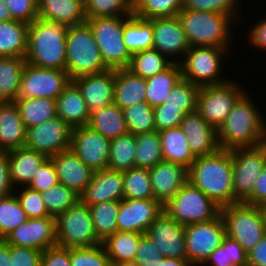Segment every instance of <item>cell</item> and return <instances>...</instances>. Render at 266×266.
<instances>
[{
  "instance_id": "obj_20",
  "label": "cell",
  "mask_w": 266,
  "mask_h": 266,
  "mask_svg": "<svg viewBox=\"0 0 266 266\" xmlns=\"http://www.w3.org/2000/svg\"><path fill=\"white\" fill-rule=\"evenodd\" d=\"M153 199L163 207L188 181V169L180 164L162 160L149 169Z\"/></svg>"
},
{
  "instance_id": "obj_22",
  "label": "cell",
  "mask_w": 266,
  "mask_h": 266,
  "mask_svg": "<svg viewBox=\"0 0 266 266\" xmlns=\"http://www.w3.org/2000/svg\"><path fill=\"white\" fill-rule=\"evenodd\" d=\"M80 89L90 113L114 103L115 69L72 80Z\"/></svg>"
},
{
  "instance_id": "obj_21",
  "label": "cell",
  "mask_w": 266,
  "mask_h": 266,
  "mask_svg": "<svg viewBox=\"0 0 266 266\" xmlns=\"http://www.w3.org/2000/svg\"><path fill=\"white\" fill-rule=\"evenodd\" d=\"M153 23L152 49L168 57L185 55L190 49L178 16L149 19Z\"/></svg>"
},
{
  "instance_id": "obj_15",
  "label": "cell",
  "mask_w": 266,
  "mask_h": 266,
  "mask_svg": "<svg viewBox=\"0 0 266 266\" xmlns=\"http://www.w3.org/2000/svg\"><path fill=\"white\" fill-rule=\"evenodd\" d=\"M71 130L72 127L56 116L40 125L26 128L24 146L49 158L71 148Z\"/></svg>"
},
{
  "instance_id": "obj_4",
  "label": "cell",
  "mask_w": 266,
  "mask_h": 266,
  "mask_svg": "<svg viewBox=\"0 0 266 266\" xmlns=\"http://www.w3.org/2000/svg\"><path fill=\"white\" fill-rule=\"evenodd\" d=\"M190 47L209 46L229 50L231 16L209 11L182 9L177 14Z\"/></svg>"
},
{
  "instance_id": "obj_34",
  "label": "cell",
  "mask_w": 266,
  "mask_h": 266,
  "mask_svg": "<svg viewBox=\"0 0 266 266\" xmlns=\"http://www.w3.org/2000/svg\"><path fill=\"white\" fill-rule=\"evenodd\" d=\"M144 234L137 232L116 231L102 242L112 266L135 260L140 240Z\"/></svg>"
},
{
  "instance_id": "obj_32",
  "label": "cell",
  "mask_w": 266,
  "mask_h": 266,
  "mask_svg": "<svg viewBox=\"0 0 266 266\" xmlns=\"http://www.w3.org/2000/svg\"><path fill=\"white\" fill-rule=\"evenodd\" d=\"M28 25L25 22L0 21V56L25 57L28 48Z\"/></svg>"
},
{
  "instance_id": "obj_42",
  "label": "cell",
  "mask_w": 266,
  "mask_h": 266,
  "mask_svg": "<svg viewBox=\"0 0 266 266\" xmlns=\"http://www.w3.org/2000/svg\"><path fill=\"white\" fill-rule=\"evenodd\" d=\"M136 138V168H152L160 161L164 160L162 156V147L160 134L158 131L147 132L135 135Z\"/></svg>"
},
{
  "instance_id": "obj_54",
  "label": "cell",
  "mask_w": 266,
  "mask_h": 266,
  "mask_svg": "<svg viewBox=\"0 0 266 266\" xmlns=\"http://www.w3.org/2000/svg\"><path fill=\"white\" fill-rule=\"evenodd\" d=\"M236 1L237 0H184L183 8L194 11L223 13L234 17L236 9H238Z\"/></svg>"
},
{
  "instance_id": "obj_49",
  "label": "cell",
  "mask_w": 266,
  "mask_h": 266,
  "mask_svg": "<svg viewBox=\"0 0 266 266\" xmlns=\"http://www.w3.org/2000/svg\"><path fill=\"white\" fill-rule=\"evenodd\" d=\"M200 87L181 78L173 87L165 103L167 106L182 107L185 114L197 111Z\"/></svg>"
},
{
  "instance_id": "obj_41",
  "label": "cell",
  "mask_w": 266,
  "mask_h": 266,
  "mask_svg": "<svg viewBox=\"0 0 266 266\" xmlns=\"http://www.w3.org/2000/svg\"><path fill=\"white\" fill-rule=\"evenodd\" d=\"M95 233L103 242L117 230V216L120 209V201H105L89 206Z\"/></svg>"
},
{
  "instance_id": "obj_9",
  "label": "cell",
  "mask_w": 266,
  "mask_h": 266,
  "mask_svg": "<svg viewBox=\"0 0 266 266\" xmlns=\"http://www.w3.org/2000/svg\"><path fill=\"white\" fill-rule=\"evenodd\" d=\"M163 210L182 225L207 222L220 214V206L187 181Z\"/></svg>"
},
{
  "instance_id": "obj_11",
  "label": "cell",
  "mask_w": 266,
  "mask_h": 266,
  "mask_svg": "<svg viewBox=\"0 0 266 266\" xmlns=\"http://www.w3.org/2000/svg\"><path fill=\"white\" fill-rule=\"evenodd\" d=\"M232 152L234 204L244 203L253 193L256 180L266 164V143L236 148Z\"/></svg>"
},
{
  "instance_id": "obj_47",
  "label": "cell",
  "mask_w": 266,
  "mask_h": 266,
  "mask_svg": "<svg viewBox=\"0 0 266 266\" xmlns=\"http://www.w3.org/2000/svg\"><path fill=\"white\" fill-rule=\"evenodd\" d=\"M184 0H133V14L143 19L176 16Z\"/></svg>"
},
{
  "instance_id": "obj_64",
  "label": "cell",
  "mask_w": 266,
  "mask_h": 266,
  "mask_svg": "<svg viewBox=\"0 0 266 266\" xmlns=\"http://www.w3.org/2000/svg\"><path fill=\"white\" fill-rule=\"evenodd\" d=\"M0 266H12L10 245L3 239H0Z\"/></svg>"
},
{
  "instance_id": "obj_19",
  "label": "cell",
  "mask_w": 266,
  "mask_h": 266,
  "mask_svg": "<svg viewBox=\"0 0 266 266\" xmlns=\"http://www.w3.org/2000/svg\"><path fill=\"white\" fill-rule=\"evenodd\" d=\"M163 206L155 199L123 198L117 216V230L145 234L152 222L162 213Z\"/></svg>"
},
{
  "instance_id": "obj_48",
  "label": "cell",
  "mask_w": 266,
  "mask_h": 266,
  "mask_svg": "<svg viewBox=\"0 0 266 266\" xmlns=\"http://www.w3.org/2000/svg\"><path fill=\"white\" fill-rule=\"evenodd\" d=\"M41 194L45 208L52 217H57L61 213H64L80 200V195L61 183L52 186L49 190L43 191Z\"/></svg>"
},
{
  "instance_id": "obj_6",
  "label": "cell",
  "mask_w": 266,
  "mask_h": 266,
  "mask_svg": "<svg viewBox=\"0 0 266 266\" xmlns=\"http://www.w3.org/2000/svg\"><path fill=\"white\" fill-rule=\"evenodd\" d=\"M226 235L248 253L266 234L263 207L238 202L220 207Z\"/></svg>"
},
{
  "instance_id": "obj_60",
  "label": "cell",
  "mask_w": 266,
  "mask_h": 266,
  "mask_svg": "<svg viewBox=\"0 0 266 266\" xmlns=\"http://www.w3.org/2000/svg\"><path fill=\"white\" fill-rule=\"evenodd\" d=\"M244 203L258 207L266 206V164L255 182L252 195Z\"/></svg>"
},
{
  "instance_id": "obj_10",
  "label": "cell",
  "mask_w": 266,
  "mask_h": 266,
  "mask_svg": "<svg viewBox=\"0 0 266 266\" xmlns=\"http://www.w3.org/2000/svg\"><path fill=\"white\" fill-rule=\"evenodd\" d=\"M228 52L226 48L199 46L190 47L183 56L184 62H178L182 78L199 86L220 85L228 82L219 77L221 72L220 60ZM219 77V78H218Z\"/></svg>"
},
{
  "instance_id": "obj_29",
  "label": "cell",
  "mask_w": 266,
  "mask_h": 266,
  "mask_svg": "<svg viewBox=\"0 0 266 266\" xmlns=\"http://www.w3.org/2000/svg\"><path fill=\"white\" fill-rule=\"evenodd\" d=\"M9 161L10 181L12 185L24 184L28 186L39 167L48 158L46 155L29 149L20 147L7 151Z\"/></svg>"
},
{
  "instance_id": "obj_63",
  "label": "cell",
  "mask_w": 266,
  "mask_h": 266,
  "mask_svg": "<svg viewBox=\"0 0 266 266\" xmlns=\"http://www.w3.org/2000/svg\"><path fill=\"white\" fill-rule=\"evenodd\" d=\"M250 35L248 38L250 43L253 46H257V48H263L266 50V19L258 22L251 31H249Z\"/></svg>"
},
{
  "instance_id": "obj_44",
  "label": "cell",
  "mask_w": 266,
  "mask_h": 266,
  "mask_svg": "<svg viewBox=\"0 0 266 266\" xmlns=\"http://www.w3.org/2000/svg\"><path fill=\"white\" fill-rule=\"evenodd\" d=\"M122 110L127 130L133 135L156 130L154 110L146 101L126 107Z\"/></svg>"
},
{
  "instance_id": "obj_35",
  "label": "cell",
  "mask_w": 266,
  "mask_h": 266,
  "mask_svg": "<svg viewBox=\"0 0 266 266\" xmlns=\"http://www.w3.org/2000/svg\"><path fill=\"white\" fill-rule=\"evenodd\" d=\"M88 126L110 140L128 132L123 110L114 103L90 113Z\"/></svg>"
},
{
  "instance_id": "obj_8",
  "label": "cell",
  "mask_w": 266,
  "mask_h": 266,
  "mask_svg": "<svg viewBox=\"0 0 266 266\" xmlns=\"http://www.w3.org/2000/svg\"><path fill=\"white\" fill-rule=\"evenodd\" d=\"M56 238L57 246L64 248L102 244L95 233L89 206L80 200L56 217Z\"/></svg>"
},
{
  "instance_id": "obj_57",
  "label": "cell",
  "mask_w": 266,
  "mask_h": 266,
  "mask_svg": "<svg viewBox=\"0 0 266 266\" xmlns=\"http://www.w3.org/2000/svg\"><path fill=\"white\" fill-rule=\"evenodd\" d=\"M163 258L156 243L144 234L139 242L134 262L139 266H157Z\"/></svg>"
},
{
  "instance_id": "obj_53",
  "label": "cell",
  "mask_w": 266,
  "mask_h": 266,
  "mask_svg": "<svg viewBox=\"0 0 266 266\" xmlns=\"http://www.w3.org/2000/svg\"><path fill=\"white\" fill-rule=\"evenodd\" d=\"M23 191L17 195L22 209L25 211L28 218H44L50 217L44 202L42 194L38 191L30 189L28 186L24 187Z\"/></svg>"
},
{
  "instance_id": "obj_40",
  "label": "cell",
  "mask_w": 266,
  "mask_h": 266,
  "mask_svg": "<svg viewBox=\"0 0 266 266\" xmlns=\"http://www.w3.org/2000/svg\"><path fill=\"white\" fill-rule=\"evenodd\" d=\"M155 49L143 50L132 54L131 62L127 68L133 74L143 79L150 78L168 69L175 61Z\"/></svg>"
},
{
  "instance_id": "obj_2",
  "label": "cell",
  "mask_w": 266,
  "mask_h": 266,
  "mask_svg": "<svg viewBox=\"0 0 266 266\" xmlns=\"http://www.w3.org/2000/svg\"><path fill=\"white\" fill-rule=\"evenodd\" d=\"M259 113L252 99L245 93L217 130L219 147L233 150L265 144L266 120Z\"/></svg>"
},
{
  "instance_id": "obj_43",
  "label": "cell",
  "mask_w": 266,
  "mask_h": 266,
  "mask_svg": "<svg viewBox=\"0 0 266 266\" xmlns=\"http://www.w3.org/2000/svg\"><path fill=\"white\" fill-rule=\"evenodd\" d=\"M124 198L132 200L153 199V190L148 168H131L122 171Z\"/></svg>"
},
{
  "instance_id": "obj_37",
  "label": "cell",
  "mask_w": 266,
  "mask_h": 266,
  "mask_svg": "<svg viewBox=\"0 0 266 266\" xmlns=\"http://www.w3.org/2000/svg\"><path fill=\"white\" fill-rule=\"evenodd\" d=\"M26 128L40 125L57 116L56 99L24 98L13 101Z\"/></svg>"
},
{
  "instance_id": "obj_68",
  "label": "cell",
  "mask_w": 266,
  "mask_h": 266,
  "mask_svg": "<svg viewBox=\"0 0 266 266\" xmlns=\"http://www.w3.org/2000/svg\"><path fill=\"white\" fill-rule=\"evenodd\" d=\"M263 211H264V217H265V221H266V206L263 207Z\"/></svg>"
},
{
  "instance_id": "obj_66",
  "label": "cell",
  "mask_w": 266,
  "mask_h": 266,
  "mask_svg": "<svg viewBox=\"0 0 266 266\" xmlns=\"http://www.w3.org/2000/svg\"><path fill=\"white\" fill-rule=\"evenodd\" d=\"M14 20L8 9L6 3L3 0H0V21H10Z\"/></svg>"
},
{
  "instance_id": "obj_55",
  "label": "cell",
  "mask_w": 266,
  "mask_h": 266,
  "mask_svg": "<svg viewBox=\"0 0 266 266\" xmlns=\"http://www.w3.org/2000/svg\"><path fill=\"white\" fill-rule=\"evenodd\" d=\"M59 183L58 175L50 158H47L39 167L28 187L42 193Z\"/></svg>"
},
{
  "instance_id": "obj_45",
  "label": "cell",
  "mask_w": 266,
  "mask_h": 266,
  "mask_svg": "<svg viewBox=\"0 0 266 266\" xmlns=\"http://www.w3.org/2000/svg\"><path fill=\"white\" fill-rule=\"evenodd\" d=\"M28 220L22 209L17 195L12 193L0 198V239H5L8 234Z\"/></svg>"
},
{
  "instance_id": "obj_13",
  "label": "cell",
  "mask_w": 266,
  "mask_h": 266,
  "mask_svg": "<svg viewBox=\"0 0 266 266\" xmlns=\"http://www.w3.org/2000/svg\"><path fill=\"white\" fill-rule=\"evenodd\" d=\"M71 81L66 70L38 67L26 62L16 99H56Z\"/></svg>"
},
{
  "instance_id": "obj_23",
  "label": "cell",
  "mask_w": 266,
  "mask_h": 266,
  "mask_svg": "<svg viewBox=\"0 0 266 266\" xmlns=\"http://www.w3.org/2000/svg\"><path fill=\"white\" fill-rule=\"evenodd\" d=\"M123 198L122 171L109 168L94 171L90 183L80 195V201L88 206L105 201H121Z\"/></svg>"
},
{
  "instance_id": "obj_36",
  "label": "cell",
  "mask_w": 266,
  "mask_h": 266,
  "mask_svg": "<svg viewBox=\"0 0 266 266\" xmlns=\"http://www.w3.org/2000/svg\"><path fill=\"white\" fill-rule=\"evenodd\" d=\"M181 78V68L177 61L165 71L147 78L146 102L152 108L165 103L169 93Z\"/></svg>"
},
{
  "instance_id": "obj_50",
  "label": "cell",
  "mask_w": 266,
  "mask_h": 266,
  "mask_svg": "<svg viewBox=\"0 0 266 266\" xmlns=\"http://www.w3.org/2000/svg\"><path fill=\"white\" fill-rule=\"evenodd\" d=\"M87 18L130 16L133 0H84Z\"/></svg>"
},
{
  "instance_id": "obj_58",
  "label": "cell",
  "mask_w": 266,
  "mask_h": 266,
  "mask_svg": "<svg viewBox=\"0 0 266 266\" xmlns=\"http://www.w3.org/2000/svg\"><path fill=\"white\" fill-rule=\"evenodd\" d=\"M12 266H40L42 251L10 245Z\"/></svg>"
},
{
  "instance_id": "obj_61",
  "label": "cell",
  "mask_w": 266,
  "mask_h": 266,
  "mask_svg": "<svg viewBox=\"0 0 266 266\" xmlns=\"http://www.w3.org/2000/svg\"><path fill=\"white\" fill-rule=\"evenodd\" d=\"M14 191L10 181L9 161L7 152L0 151V198L11 195Z\"/></svg>"
},
{
  "instance_id": "obj_39",
  "label": "cell",
  "mask_w": 266,
  "mask_h": 266,
  "mask_svg": "<svg viewBox=\"0 0 266 266\" xmlns=\"http://www.w3.org/2000/svg\"><path fill=\"white\" fill-rule=\"evenodd\" d=\"M136 138L127 132L117 138L111 139L108 168L125 171L135 168Z\"/></svg>"
},
{
  "instance_id": "obj_3",
  "label": "cell",
  "mask_w": 266,
  "mask_h": 266,
  "mask_svg": "<svg viewBox=\"0 0 266 266\" xmlns=\"http://www.w3.org/2000/svg\"><path fill=\"white\" fill-rule=\"evenodd\" d=\"M68 26L36 18L28 25L27 63L49 69L66 70Z\"/></svg>"
},
{
  "instance_id": "obj_51",
  "label": "cell",
  "mask_w": 266,
  "mask_h": 266,
  "mask_svg": "<svg viewBox=\"0 0 266 266\" xmlns=\"http://www.w3.org/2000/svg\"><path fill=\"white\" fill-rule=\"evenodd\" d=\"M71 266H112L103 244L70 248Z\"/></svg>"
},
{
  "instance_id": "obj_46",
  "label": "cell",
  "mask_w": 266,
  "mask_h": 266,
  "mask_svg": "<svg viewBox=\"0 0 266 266\" xmlns=\"http://www.w3.org/2000/svg\"><path fill=\"white\" fill-rule=\"evenodd\" d=\"M211 266L248 265L247 252L242 246L229 236H225L222 244L213 251L203 264Z\"/></svg>"
},
{
  "instance_id": "obj_1",
  "label": "cell",
  "mask_w": 266,
  "mask_h": 266,
  "mask_svg": "<svg viewBox=\"0 0 266 266\" xmlns=\"http://www.w3.org/2000/svg\"><path fill=\"white\" fill-rule=\"evenodd\" d=\"M188 181L218 206L234 204L232 152L219 148L198 156L188 169Z\"/></svg>"
},
{
  "instance_id": "obj_65",
  "label": "cell",
  "mask_w": 266,
  "mask_h": 266,
  "mask_svg": "<svg viewBox=\"0 0 266 266\" xmlns=\"http://www.w3.org/2000/svg\"><path fill=\"white\" fill-rule=\"evenodd\" d=\"M157 266H193L188 260L163 258Z\"/></svg>"
},
{
  "instance_id": "obj_56",
  "label": "cell",
  "mask_w": 266,
  "mask_h": 266,
  "mask_svg": "<svg viewBox=\"0 0 266 266\" xmlns=\"http://www.w3.org/2000/svg\"><path fill=\"white\" fill-rule=\"evenodd\" d=\"M12 18L17 21H22L27 24L38 18V3L37 0H3Z\"/></svg>"
},
{
  "instance_id": "obj_7",
  "label": "cell",
  "mask_w": 266,
  "mask_h": 266,
  "mask_svg": "<svg viewBox=\"0 0 266 266\" xmlns=\"http://www.w3.org/2000/svg\"><path fill=\"white\" fill-rule=\"evenodd\" d=\"M104 64L109 69L128 68L131 54L123 40V16L87 18Z\"/></svg>"
},
{
  "instance_id": "obj_67",
  "label": "cell",
  "mask_w": 266,
  "mask_h": 266,
  "mask_svg": "<svg viewBox=\"0 0 266 266\" xmlns=\"http://www.w3.org/2000/svg\"><path fill=\"white\" fill-rule=\"evenodd\" d=\"M118 266H139V265L136 262L131 261V262L122 263Z\"/></svg>"
},
{
  "instance_id": "obj_30",
  "label": "cell",
  "mask_w": 266,
  "mask_h": 266,
  "mask_svg": "<svg viewBox=\"0 0 266 266\" xmlns=\"http://www.w3.org/2000/svg\"><path fill=\"white\" fill-rule=\"evenodd\" d=\"M147 81L127 68L115 70L114 104L124 109L146 101Z\"/></svg>"
},
{
  "instance_id": "obj_14",
  "label": "cell",
  "mask_w": 266,
  "mask_h": 266,
  "mask_svg": "<svg viewBox=\"0 0 266 266\" xmlns=\"http://www.w3.org/2000/svg\"><path fill=\"white\" fill-rule=\"evenodd\" d=\"M226 236L224 221L219 214L207 222L185 225L187 260L193 265L203 264Z\"/></svg>"
},
{
  "instance_id": "obj_38",
  "label": "cell",
  "mask_w": 266,
  "mask_h": 266,
  "mask_svg": "<svg viewBox=\"0 0 266 266\" xmlns=\"http://www.w3.org/2000/svg\"><path fill=\"white\" fill-rule=\"evenodd\" d=\"M25 64V57L0 56V102L16 99Z\"/></svg>"
},
{
  "instance_id": "obj_33",
  "label": "cell",
  "mask_w": 266,
  "mask_h": 266,
  "mask_svg": "<svg viewBox=\"0 0 266 266\" xmlns=\"http://www.w3.org/2000/svg\"><path fill=\"white\" fill-rule=\"evenodd\" d=\"M159 134L163 159L189 169L196 157L190 151L188 138L180 126L160 131Z\"/></svg>"
},
{
  "instance_id": "obj_62",
  "label": "cell",
  "mask_w": 266,
  "mask_h": 266,
  "mask_svg": "<svg viewBox=\"0 0 266 266\" xmlns=\"http://www.w3.org/2000/svg\"><path fill=\"white\" fill-rule=\"evenodd\" d=\"M248 266H266V234L254 246V248L247 253Z\"/></svg>"
},
{
  "instance_id": "obj_24",
  "label": "cell",
  "mask_w": 266,
  "mask_h": 266,
  "mask_svg": "<svg viewBox=\"0 0 266 266\" xmlns=\"http://www.w3.org/2000/svg\"><path fill=\"white\" fill-rule=\"evenodd\" d=\"M180 128L188 138L190 151L195 157L212 154L220 148L217 130L197 111L186 114Z\"/></svg>"
},
{
  "instance_id": "obj_18",
  "label": "cell",
  "mask_w": 266,
  "mask_h": 266,
  "mask_svg": "<svg viewBox=\"0 0 266 266\" xmlns=\"http://www.w3.org/2000/svg\"><path fill=\"white\" fill-rule=\"evenodd\" d=\"M9 245L44 251L57 245L56 217L28 218L4 239Z\"/></svg>"
},
{
  "instance_id": "obj_25",
  "label": "cell",
  "mask_w": 266,
  "mask_h": 266,
  "mask_svg": "<svg viewBox=\"0 0 266 266\" xmlns=\"http://www.w3.org/2000/svg\"><path fill=\"white\" fill-rule=\"evenodd\" d=\"M49 158L55 167L59 183L81 195L90 183L94 171L86 166L71 149Z\"/></svg>"
},
{
  "instance_id": "obj_5",
  "label": "cell",
  "mask_w": 266,
  "mask_h": 266,
  "mask_svg": "<svg viewBox=\"0 0 266 266\" xmlns=\"http://www.w3.org/2000/svg\"><path fill=\"white\" fill-rule=\"evenodd\" d=\"M107 69L88 23L69 26L66 34V71L71 80Z\"/></svg>"
},
{
  "instance_id": "obj_17",
  "label": "cell",
  "mask_w": 266,
  "mask_h": 266,
  "mask_svg": "<svg viewBox=\"0 0 266 266\" xmlns=\"http://www.w3.org/2000/svg\"><path fill=\"white\" fill-rule=\"evenodd\" d=\"M145 235L156 243L163 257L187 260L185 225L172 219L164 210L152 222Z\"/></svg>"
},
{
  "instance_id": "obj_26",
  "label": "cell",
  "mask_w": 266,
  "mask_h": 266,
  "mask_svg": "<svg viewBox=\"0 0 266 266\" xmlns=\"http://www.w3.org/2000/svg\"><path fill=\"white\" fill-rule=\"evenodd\" d=\"M38 18L74 26L85 23L84 0H37Z\"/></svg>"
},
{
  "instance_id": "obj_16",
  "label": "cell",
  "mask_w": 266,
  "mask_h": 266,
  "mask_svg": "<svg viewBox=\"0 0 266 266\" xmlns=\"http://www.w3.org/2000/svg\"><path fill=\"white\" fill-rule=\"evenodd\" d=\"M110 139L89 126L74 127L71 130V150L93 171L108 168Z\"/></svg>"
},
{
  "instance_id": "obj_28",
  "label": "cell",
  "mask_w": 266,
  "mask_h": 266,
  "mask_svg": "<svg viewBox=\"0 0 266 266\" xmlns=\"http://www.w3.org/2000/svg\"><path fill=\"white\" fill-rule=\"evenodd\" d=\"M26 127L14 102H0V151L24 147Z\"/></svg>"
},
{
  "instance_id": "obj_27",
  "label": "cell",
  "mask_w": 266,
  "mask_h": 266,
  "mask_svg": "<svg viewBox=\"0 0 266 266\" xmlns=\"http://www.w3.org/2000/svg\"><path fill=\"white\" fill-rule=\"evenodd\" d=\"M57 116L70 127L88 126L90 112L78 86L71 81L56 98Z\"/></svg>"
},
{
  "instance_id": "obj_59",
  "label": "cell",
  "mask_w": 266,
  "mask_h": 266,
  "mask_svg": "<svg viewBox=\"0 0 266 266\" xmlns=\"http://www.w3.org/2000/svg\"><path fill=\"white\" fill-rule=\"evenodd\" d=\"M40 266H71L70 248L54 246L42 251Z\"/></svg>"
},
{
  "instance_id": "obj_12",
  "label": "cell",
  "mask_w": 266,
  "mask_h": 266,
  "mask_svg": "<svg viewBox=\"0 0 266 266\" xmlns=\"http://www.w3.org/2000/svg\"><path fill=\"white\" fill-rule=\"evenodd\" d=\"M244 94L232 80L220 85L200 87L197 112L218 130Z\"/></svg>"
},
{
  "instance_id": "obj_52",
  "label": "cell",
  "mask_w": 266,
  "mask_h": 266,
  "mask_svg": "<svg viewBox=\"0 0 266 266\" xmlns=\"http://www.w3.org/2000/svg\"><path fill=\"white\" fill-rule=\"evenodd\" d=\"M154 110V121L156 131L179 127L183 117L186 115L182 107L167 106L166 103L156 106Z\"/></svg>"
},
{
  "instance_id": "obj_31",
  "label": "cell",
  "mask_w": 266,
  "mask_h": 266,
  "mask_svg": "<svg viewBox=\"0 0 266 266\" xmlns=\"http://www.w3.org/2000/svg\"><path fill=\"white\" fill-rule=\"evenodd\" d=\"M123 40L131 55L152 49L153 23L134 14L123 16Z\"/></svg>"
}]
</instances>
